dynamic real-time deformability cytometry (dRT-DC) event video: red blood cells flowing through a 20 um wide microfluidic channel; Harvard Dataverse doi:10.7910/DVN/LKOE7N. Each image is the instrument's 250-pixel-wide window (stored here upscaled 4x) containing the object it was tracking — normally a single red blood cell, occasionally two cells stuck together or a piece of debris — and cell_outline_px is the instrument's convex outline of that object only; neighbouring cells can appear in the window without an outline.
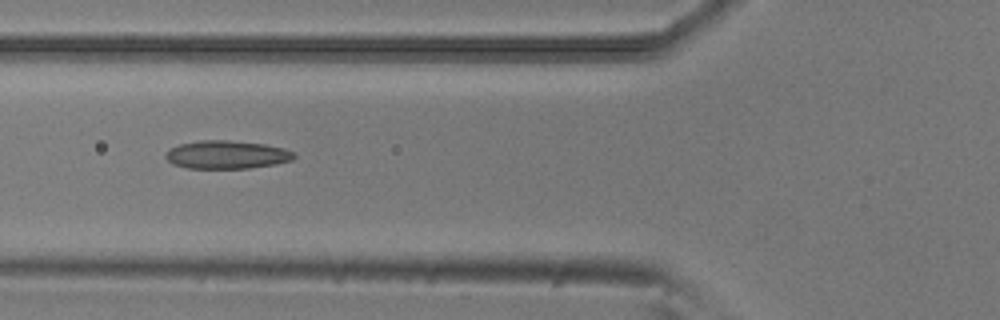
{"species": "common noctule bat (a hibernating species)", "species_latin": "Nyctalus noctula", "temperature_condition": "room temperature", "stored_images_in_passage": 35, "camera_frame_rate_fps": 3000, "um_per_image_px": 0.085, "animal": {"sex": "male", "body_mass_g": 20.5, "forearm_length_mm": 52.5}, "frame": {"image": 1, "passage_image": 5, "time_ms": 1.333, "image_size_px": [1000, 320], "cell_outline_px": [[296, 156], [292, 160], [276, 164], [248, 168], [188, 168], [172, 164], [164, 156], [168, 148], [180, 144], [200, 140], [228, 140], [264, 144], [284, 148], [292, 152]], "centroid_in_image_um": [19.24, 13.14], "position_along_channel_um": 106.6, "area_um2": 21.1}}
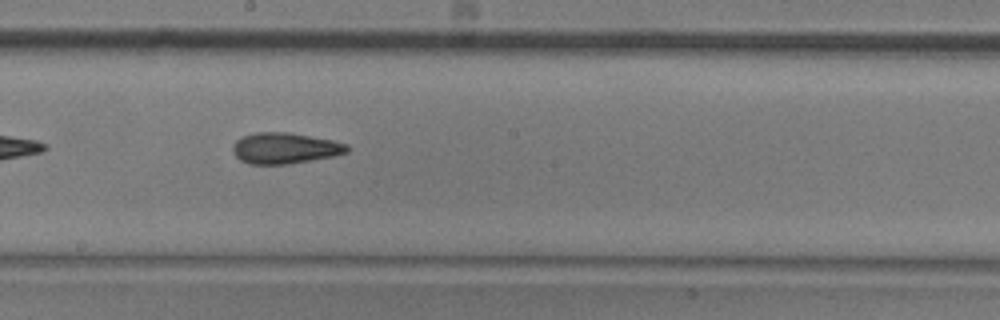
{"frame": {"image": 2, "passage_image": 14, "time_ms": 4.333, "image_size_px": [1000, 320], "cell_outline_px": [[348, 152], [332, 156], [288, 164], [248, 164], [240, 160], [232, 152], [232, 144], [240, 136], [256, 132], [288, 132], [332, 140], [348, 144]], "centroid_in_image_um": [24.16, 12.59], "position_along_channel_um": 224.0, "area_um2": 20.69}}
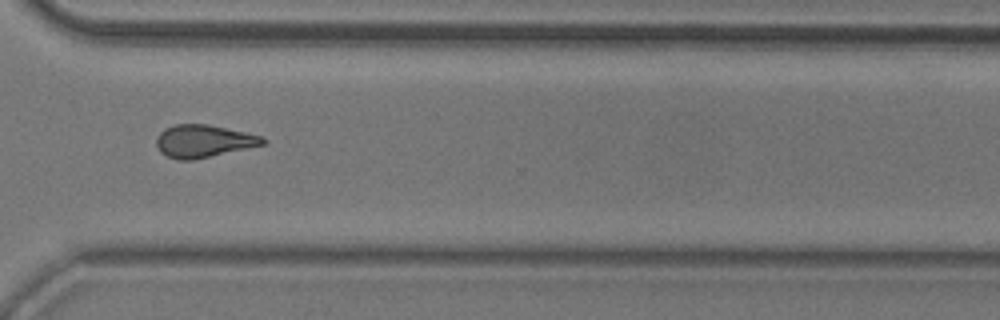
{"frame": {"image": 3, "passage_image": 24, "time_ms": 7.667, "image_size_px": [1000, 320], "cell_outline_px": [[268, 140], [264, 144], [192, 160], [176, 160], [160, 152], [156, 144], [156, 136], [164, 128], [176, 124], [208, 124], [244, 132], [260, 136]], "centroid_in_image_um": [17.25, 11.99], "position_along_channel_um": 353.4, "area_um2": 20.0}, "authors_computed_cell_mechanics": {"area_um2": 19.9988, "velocity_mm_per_s": 3.8944, "shape_relaxation_time_tau1_ms": 7.1405, "shape_relaxation_time_tau2_ms": 3.5112, "deformation_change_tau1": 0.1982, "deformation_change_tau2": 0.1326}}